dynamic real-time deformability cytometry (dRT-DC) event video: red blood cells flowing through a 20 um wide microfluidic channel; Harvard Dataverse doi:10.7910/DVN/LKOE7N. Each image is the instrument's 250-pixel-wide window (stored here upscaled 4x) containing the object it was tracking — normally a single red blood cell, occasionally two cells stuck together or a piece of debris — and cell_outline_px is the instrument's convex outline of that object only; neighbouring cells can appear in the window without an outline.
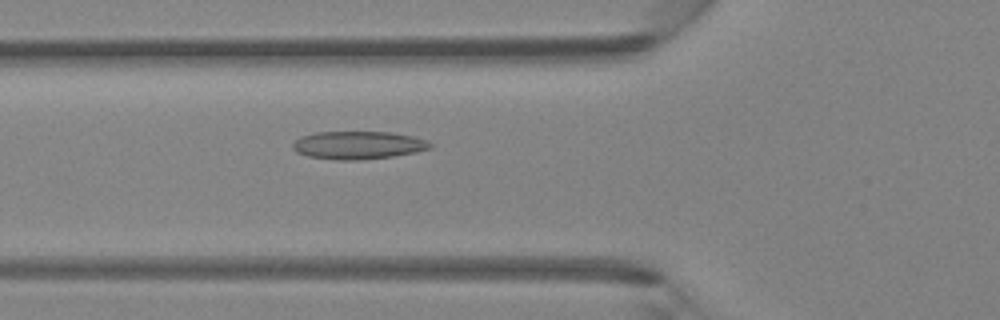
{"species": "Egyptian fruit bat (a non-hibernating species)", "species_latin": "Rousettus aegyptiacus", "temperature_condition": "room temperature", "stored_images_in_passage": 46, "camera_frame_rate_fps": 3000, "um_per_image_px": 0.085, "animal": {"sex": "female"}, "frame": {"image": 1, "passage_image": 17, "time_ms": 5.333, "image_size_px": [1000, 320], "cell_outline_px": [[432, 148], [416, 152], [392, 156], [356, 160], [340, 160], [308, 156], [296, 152], [292, 148], [292, 144], [300, 136], [316, 132], [392, 132], [412, 136], [428, 140], [432, 144]], "centroid_in_image_um": [30.45, 12.33], "position_along_channel_um": 95.4, "area_um2": 22.37}}
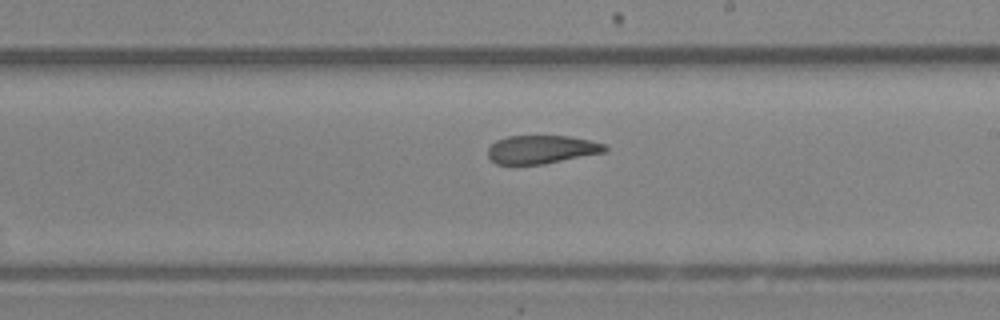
{"frame": {"image": 2, "passage_image": 27, "time_ms": 8.667, "image_size_px": [1000, 320], "cell_outline_px": [[608, 148], [604, 152], [544, 164], [496, 164], [488, 156], [488, 148], [496, 140], [508, 136], [568, 136], [608, 144]], "centroid_in_image_um": [46.04, 12.7], "position_along_channel_um": 243.0, "area_um2": 19.25}}
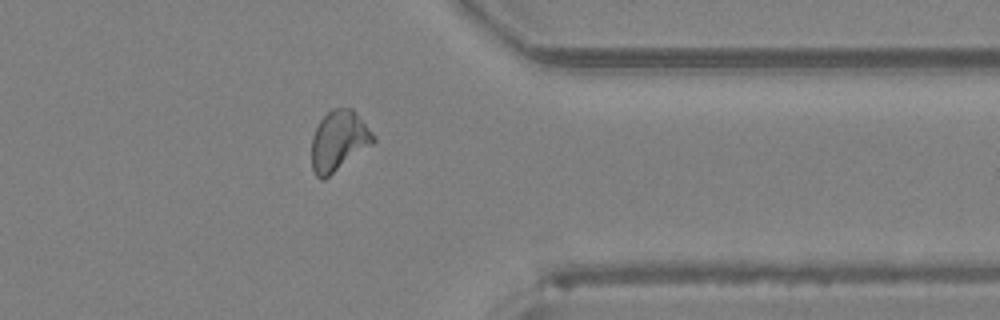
{"frame": {"image": 3, "passage_image": 37, "time_ms": 12.0, "image_size_px": [1000, 320], "cell_outline_px": [[376, 140], [372, 144], [324, 180], [320, 180], [316, 176], [312, 168], [312, 136], [320, 120], [332, 108], [352, 108], [356, 112], [376, 136]], "centroid_in_image_um": [28.79, 11.97], "position_along_channel_um": 382.6, "area_um2": 21.62}}